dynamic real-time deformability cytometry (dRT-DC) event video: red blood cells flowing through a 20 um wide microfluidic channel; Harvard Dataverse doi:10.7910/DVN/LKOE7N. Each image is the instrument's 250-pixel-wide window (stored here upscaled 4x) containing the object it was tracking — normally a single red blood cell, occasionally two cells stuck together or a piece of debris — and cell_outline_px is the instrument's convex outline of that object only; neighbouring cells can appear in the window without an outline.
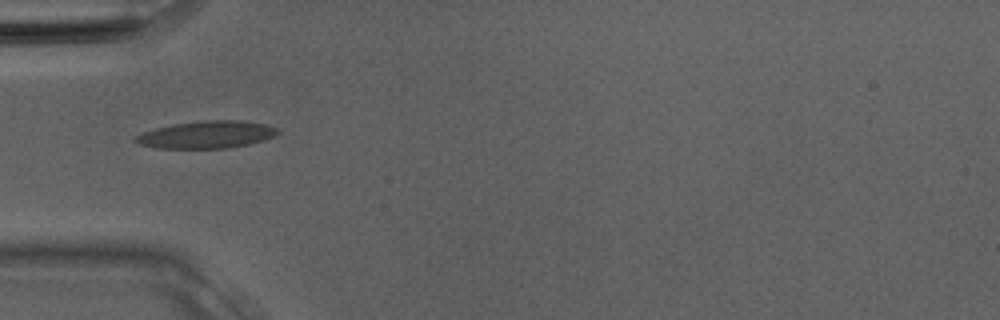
{"species": "Egyptian fruit bat (a non-hibernating species)", "species_latin": "Rousettus aegyptiacus", "temperature_condition": "room temperature", "stored_images_in_passage": 2, "camera_frame_rate_fps": 3000, "um_per_image_px": 0.085, "animal": {"sex": "male"}, "frame": {"image": 1, "passage_image": 2, "time_ms": 0.333, "image_size_px": [1000, 320], "cell_outline_px": [[280, 132], [276, 136], [264, 140], [248, 144], [228, 148], [156, 148], [140, 144], [132, 140], [136, 136], [144, 132], [156, 128], [176, 124], [204, 120], [244, 120], [264, 124], [280, 128]], "centroid_in_image_um": [17.63, 11.44], "position_along_channel_um": 67.4, "area_um2": 22.66}}